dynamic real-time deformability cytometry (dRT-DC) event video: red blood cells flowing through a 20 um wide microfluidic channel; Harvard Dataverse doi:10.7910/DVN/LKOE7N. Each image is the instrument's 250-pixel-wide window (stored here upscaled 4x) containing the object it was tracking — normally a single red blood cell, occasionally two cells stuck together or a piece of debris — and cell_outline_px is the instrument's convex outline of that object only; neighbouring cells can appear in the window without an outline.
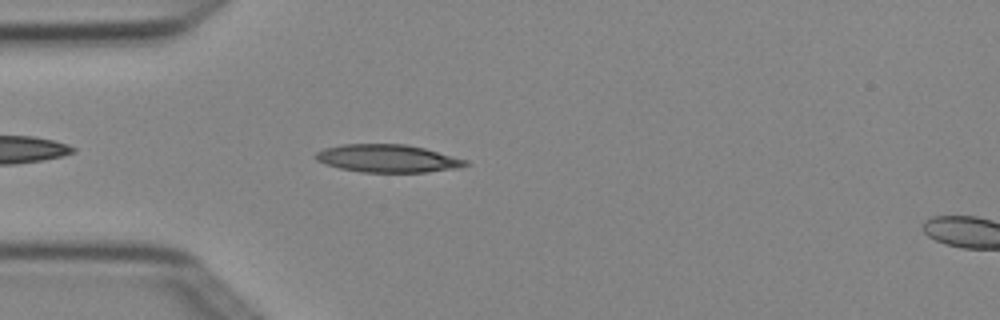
{"species": "Egyptian fruit bat (a non-hibernating species)", "species_latin": "Rousettus aegyptiacus", "temperature_condition": "cold", "stored_images_in_passage": 2, "camera_frame_rate_fps": 3000, "um_per_image_px": 0.085, "animal": {"sex": "female"}, "frame": {"image": 1, "passage_image": 1, "time_ms": 0.0, "image_size_px": [1000, 320], "cell_outline_px": [[472, 164], [460, 168], [424, 172], [360, 172], [340, 168], [324, 164], [316, 160], [312, 156], [316, 152], [324, 148], [344, 144], [408, 144], [424, 148], [468, 160]], "centroid_in_image_um": [32.95, 13.47], "position_along_channel_um": 52.0, "area_um2": 24.51}}